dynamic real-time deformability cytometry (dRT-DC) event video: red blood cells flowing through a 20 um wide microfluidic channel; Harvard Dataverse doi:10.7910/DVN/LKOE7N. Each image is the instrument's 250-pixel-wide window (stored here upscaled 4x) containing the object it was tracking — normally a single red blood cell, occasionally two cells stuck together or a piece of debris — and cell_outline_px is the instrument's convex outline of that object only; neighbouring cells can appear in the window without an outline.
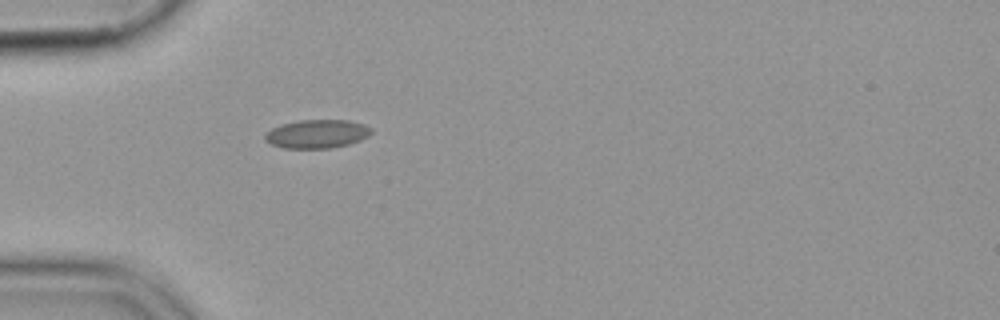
{"species": "common noctule bat (a hibernating species)", "species_latin": "Nyctalus noctula", "temperature_condition": "cold", "stored_images_in_passage": 39, "camera_frame_rate_fps": 3000, "um_per_image_px": 0.085, "animal": {"sex": "female", "body_mass_g": 19.9}, "frame": {"image": 1, "passage_image": 1, "time_ms": 0.0, "image_size_px": [1000, 320], "cell_outline_px": [[372, 132], [368, 136], [360, 140], [348, 144], [332, 148], [284, 148], [272, 144], [264, 140], [264, 136], [272, 128], [280, 124], [300, 120], [348, 120], [364, 124], [372, 128]], "centroid_in_image_um": [26.95, 11.38], "position_along_channel_um": 58.0, "area_um2": 17.69}}
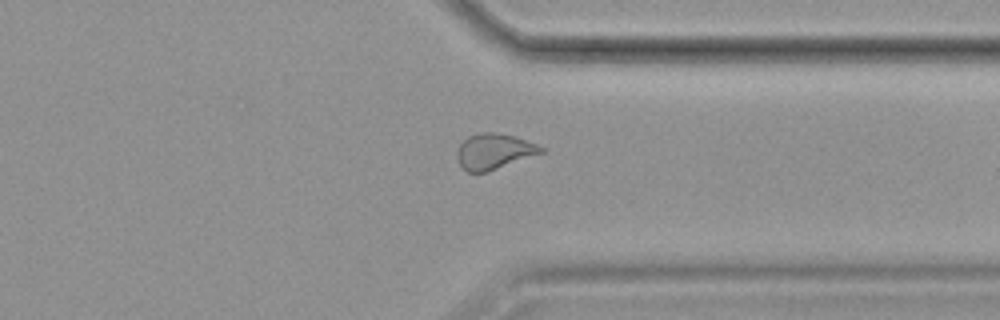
{"frame": {"image": 2, "passage_image": 27, "time_ms": 8.667, "image_size_px": [1000, 320], "cell_outline_px": [[544, 152], [488, 172], [468, 172], [460, 164], [456, 156], [456, 152], [460, 144], [468, 136], [480, 132], [496, 132], [516, 136], [536, 144], [544, 148]], "centroid_in_image_um": [41.99, 12.86], "position_along_channel_um": 369.4, "area_um2": 17.46}}
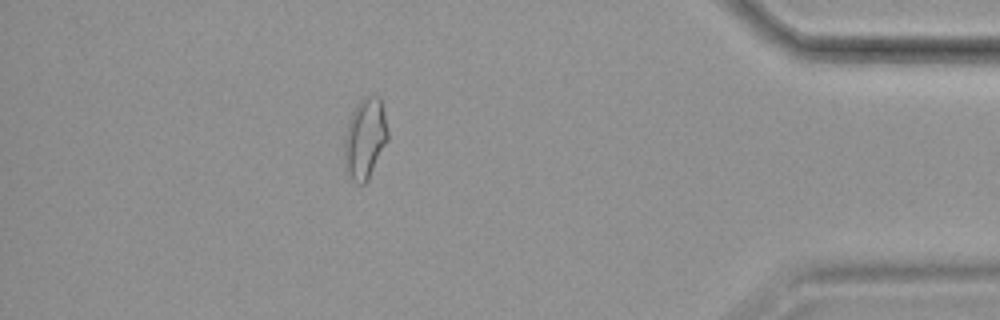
{"frame": {"image": 3, "passage_image": 33, "time_ms": 10.667, "image_size_px": [1000, 320], "cell_outline_px": [[388, 140], [368, 180], [364, 184], [356, 184], [344, 172], [344, 132], [348, 120], [356, 104], [360, 100], [368, 96], [380, 96], [384, 112], [388, 132]], "centroid_in_image_um": [31.0, 11.81], "position_along_channel_um": 404.2, "area_um2": 20.87}}